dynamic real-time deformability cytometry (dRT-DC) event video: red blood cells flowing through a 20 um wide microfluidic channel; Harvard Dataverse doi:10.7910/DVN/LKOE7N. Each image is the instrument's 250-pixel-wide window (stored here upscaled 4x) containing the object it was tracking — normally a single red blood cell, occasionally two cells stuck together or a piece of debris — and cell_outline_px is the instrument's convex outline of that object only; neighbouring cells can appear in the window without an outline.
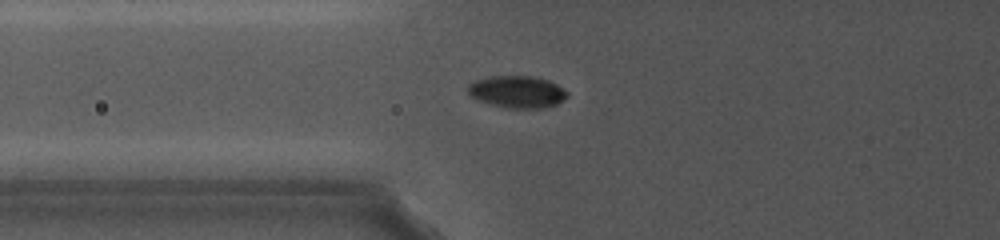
{"species": "common noctule bat (a hibernating species)", "species_latin": "Nyctalus noctula", "temperature_condition": "cold", "stored_images_in_passage": 16, "camera_frame_rate_fps": 5000, "um_per_image_px": 0.085, "animal": {"sex": "female", "body_mass_g": 19.0, "forearm_length_mm": 56.7}, "frame": {"image": 1, "passage_image": 5, "time_ms": 3.2, "image_size_px": [1000, 240], "cell_outline_px": [[568, 92], [556, 104], [544, 108], [512, 108], [492, 104], [480, 100], [472, 96], [468, 92], [468, 84], [476, 80], [492, 76], [532, 76], [548, 80], [556, 84]], "centroid_in_image_um": [43.94, 7.79], "position_along_channel_um": 81.9, "area_um2": 18.09}}
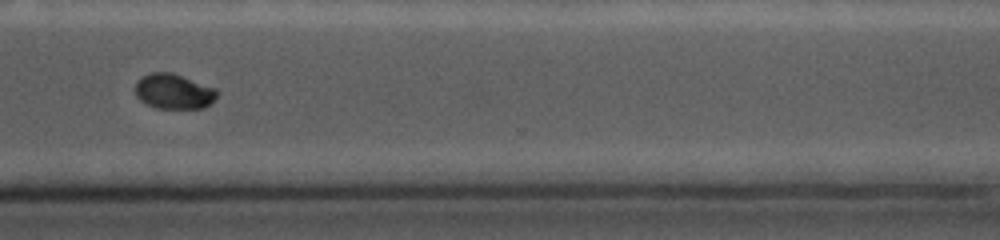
{"frame": {"image": 2, "passage_image": 14, "time_ms": 10.4, "image_size_px": [1000, 240], "cell_outline_px": [[220, 92], [212, 104], [204, 108], [156, 108], [140, 100], [136, 96], [136, 80], [140, 76], [152, 72], [172, 72], [216, 88]], "centroid_in_image_um": [14.8, 7.76], "position_along_channel_um": 355.8, "area_um2": 16.99}}
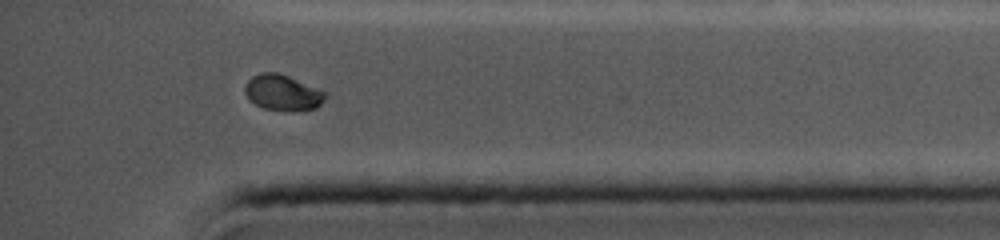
{"frame": {"image": 3, "passage_image": 16, "time_ms": 11.8, "image_size_px": [1000, 240], "cell_outline_px": [[328, 96], [316, 108], [264, 108], [256, 104], [244, 92], [244, 88], [248, 80], [252, 76], [260, 72], [276, 72], [288, 76], [328, 92]], "centroid_in_image_um": [24.04, 7.81], "position_along_channel_um": 411.2, "area_um2": 16.07}}